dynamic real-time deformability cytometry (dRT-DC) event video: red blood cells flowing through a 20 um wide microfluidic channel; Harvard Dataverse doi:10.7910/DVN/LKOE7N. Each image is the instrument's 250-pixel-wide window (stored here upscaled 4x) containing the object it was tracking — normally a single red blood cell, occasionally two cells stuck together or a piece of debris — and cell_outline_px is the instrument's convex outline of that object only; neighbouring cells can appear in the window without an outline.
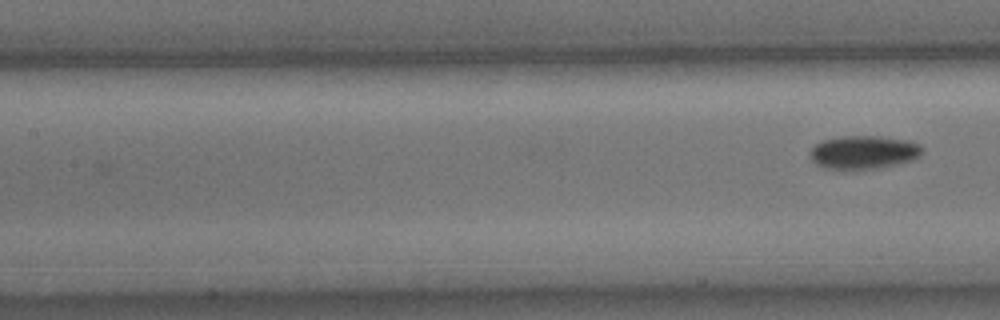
{"species": "common noctule bat (a hibernating species)", "species_latin": "Nyctalus noctula", "temperature_condition": "cold", "stored_images_in_passage": 6, "camera_frame_rate_fps": 3000, "um_per_image_px": 0.085, "animal": {"sex": "male", "body_mass_g": 15.6}, "frame": {"image": 1, "passage_image": 6, "time_ms": 1.667, "image_size_px": [1000, 320], "cell_outline_px": [[924, 152], [912, 160], [900, 164], [880, 168], [824, 168], [816, 164], [812, 160], [808, 152], [820, 140], [840, 136], [880, 136], [908, 140], [920, 144]], "centroid_in_image_um": [73.41, 12.92], "position_along_channel_um": 134.0, "area_um2": 21.91}}